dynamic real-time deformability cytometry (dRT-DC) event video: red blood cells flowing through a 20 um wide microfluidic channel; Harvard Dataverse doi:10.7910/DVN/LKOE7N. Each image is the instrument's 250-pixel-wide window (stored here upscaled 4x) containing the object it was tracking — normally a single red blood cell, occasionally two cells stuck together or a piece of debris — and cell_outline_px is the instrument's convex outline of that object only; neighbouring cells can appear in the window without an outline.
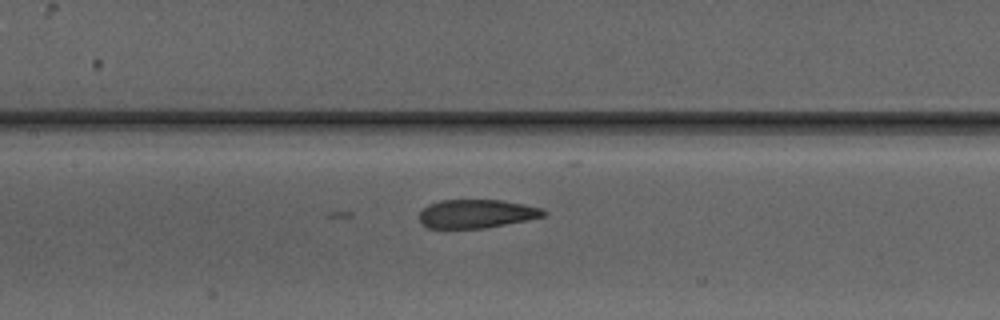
{"species": "Egyptian fruit bat (a non-hibernating species)", "species_latin": "Rousettus aegyptiacus", "temperature_condition": "warm", "stored_images_in_passage": 4, "camera_frame_rate_fps": 3000, "um_per_image_px": 0.085, "animal": {"sex": "male"}, "frame": {"image": 1, "passage_image": 4, "time_ms": 3.667, "image_size_px": [1000, 320], "cell_outline_px": [[548, 212], [544, 216], [528, 220], [484, 228], [428, 228], [420, 224], [420, 212], [428, 204], [440, 200], [500, 200], [524, 204], [544, 208]], "centroid_in_image_um": [40.52, 18.17], "position_along_channel_um": 166.9, "area_um2": 20.81}}